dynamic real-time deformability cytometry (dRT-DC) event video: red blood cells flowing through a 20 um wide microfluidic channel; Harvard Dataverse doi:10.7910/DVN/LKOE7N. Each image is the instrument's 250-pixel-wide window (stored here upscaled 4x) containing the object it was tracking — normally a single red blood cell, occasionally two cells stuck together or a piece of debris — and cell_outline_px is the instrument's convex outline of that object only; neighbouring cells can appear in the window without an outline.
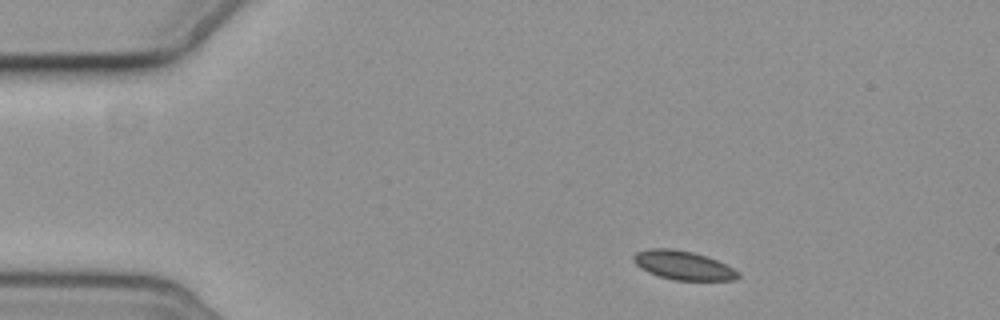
{"species": "common noctule bat (a hibernating species)", "species_latin": "Nyctalus noctula", "temperature_condition": "cold", "stored_images_in_passage": 6, "camera_frame_rate_fps": 3000, "um_per_image_px": 0.085, "animal": {"sex": "female", "body_mass_g": 19.3, "forearm_length_mm": 54.1}, "frame": {"image": 1, "passage_image": 2, "time_ms": 1.0, "image_size_px": [1000, 320], "cell_outline_px": [[740, 276], [736, 280], [676, 280], [660, 276], [648, 272], [640, 268], [632, 260], [632, 256], [636, 252], [648, 248], [672, 248], [692, 252], [708, 256], [740, 272]], "centroid_in_image_um": [58.05, 22.54], "position_along_channel_um": 26.9, "area_um2": 17.63}}
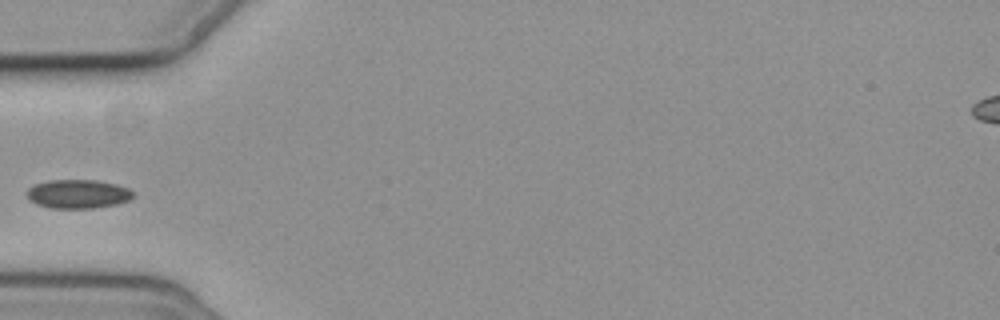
{"frame": {"image": 2, "passage_image": 5, "time_ms": 4.333, "image_size_px": [1000, 320], "cell_outline_px": [[136, 196], [128, 200], [116, 204], [96, 208], [52, 208], [36, 204], [28, 200], [28, 188], [32, 184], [48, 180], [96, 180], [116, 184], [128, 188]], "centroid_in_image_um": [6.61, 16.48], "position_along_channel_um": 78.4, "area_um2": 17.98}}